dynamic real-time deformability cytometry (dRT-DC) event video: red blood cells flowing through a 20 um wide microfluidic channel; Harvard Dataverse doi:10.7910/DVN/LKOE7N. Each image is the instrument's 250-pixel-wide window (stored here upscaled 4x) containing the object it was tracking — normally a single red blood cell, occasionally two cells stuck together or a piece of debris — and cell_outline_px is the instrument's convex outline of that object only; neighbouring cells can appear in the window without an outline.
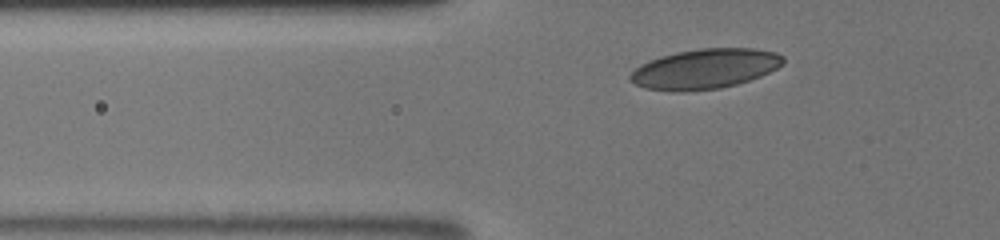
{"species": "human", "species_latin": "Homo sapiens", "temperature_condition": "room temperature", "stored_images_in_passage": 51, "camera_frame_rate_fps": 3000, "um_per_image_px": 0.085, "donor": {"sex": "male"}, "frame": {"image": 1, "passage_image": 7, "time_ms": 1.667, "image_size_px": [1000, 240], "cell_outline_px": [[784, 64], [760, 76], [736, 84], [720, 88], [684, 92], [676, 92], [644, 88], [628, 80], [628, 76], [640, 64], [648, 60], [660, 56], [676, 52], [700, 48], [756, 48], [776, 52], [784, 56]], "centroid_in_image_um": [59.89, 5.85], "position_along_channel_um": 65.9, "area_um2": 35.84}}
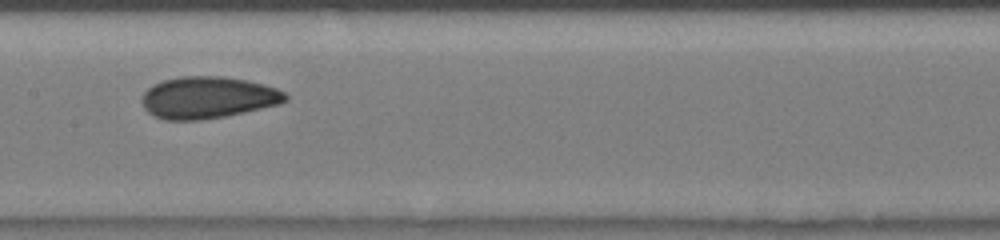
{"frame": {"image": 2, "passage_image": 20, "time_ms": 5.0, "image_size_px": [1000, 240], "cell_outline_px": [[288, 100], [276, 104], [224, 116], [200, 120], [164, 120], [148, 112], [144, 108], [144, 92], [152, 84], [164, 80], [180, 76], [220, 76], [244, 80], [276, 88], [284, 92], [288, 96]], "centroid_in_image_um": [17.63, 8.28], "position_along_channel_um": 189.8, "area_um2": 34.39}}
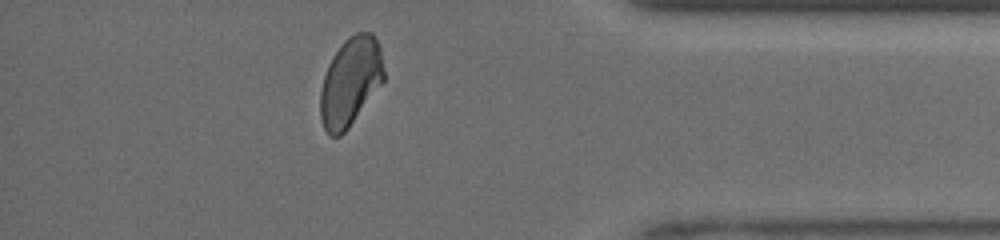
{"frame": {"image": 3, "passage_image": 45, "time_ms": 10.667, "image_size_px": [1000, 240], "cell_outline_px": [[384, 80], [348, 128], [340, 136], [328, 136], [324, 128], [320, 116], [320, 92], [324, 76], [328, 64], [332, 56], [344, 40], [348, 36], [356, 32], [372, 32], [380, 48], [384, 72]], "centroid_in_image_um": [29.77, 6.94], "position_along_channel_um": 405.4, "area_um2": 32.66}, "authors_computed_cell_mechanics": {"area_um2": 33.9864, "velocity_mm_per_s": 4.1316, "shape_relaxation_time_tau1_ms": 3.2419, "shape_relaxation_time_tau2_ms": 1.1073, "deformation_change_tau1": 0.1039, "deformation_change_tau2": 0.0578}}